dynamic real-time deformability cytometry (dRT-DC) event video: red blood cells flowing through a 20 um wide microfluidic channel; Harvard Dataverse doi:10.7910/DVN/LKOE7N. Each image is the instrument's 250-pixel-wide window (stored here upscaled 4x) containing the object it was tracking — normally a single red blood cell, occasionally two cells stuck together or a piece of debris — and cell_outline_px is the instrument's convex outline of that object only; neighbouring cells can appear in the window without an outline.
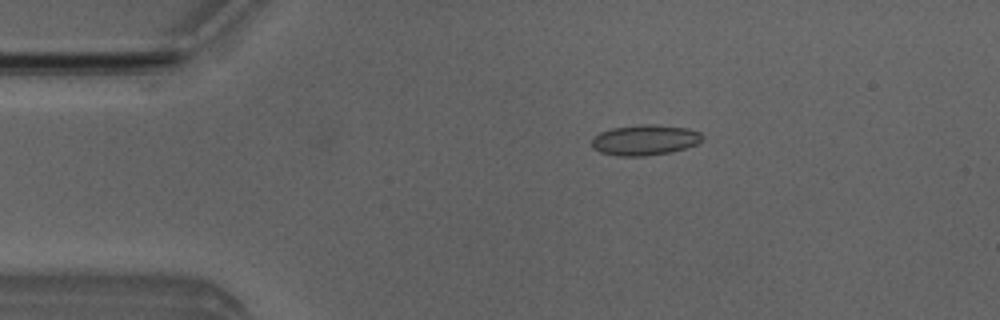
{"species": "Egyptian fruit bat (a non-hibernating species)", "species_latin": "Rousettus aegyptiacus", "temperature_condition": "room temperature", "stored_images_in_passage": 6, "camera_frame_rate_fps": 3000, "um_per_image_px": 0.085, "animal": {"sex": "male"}, "frame": {"image": 1, "passage_image": 3, "time_ms": 2.333, "image_size_px": [1000, 320], "cell_outline_px": [[704, 136], [696, 144], [672, 152], [644, 156], [616, 156], [600, 152], [592, 148], [592, 140], [600, 132], [612, 128], [640, 124], [656, 124], [688, 128], [700, 132]], "centroid_in_image_um": [54.81, 11.9], "position_along_channel_um": 30.2, "area_um2": 19.71}}